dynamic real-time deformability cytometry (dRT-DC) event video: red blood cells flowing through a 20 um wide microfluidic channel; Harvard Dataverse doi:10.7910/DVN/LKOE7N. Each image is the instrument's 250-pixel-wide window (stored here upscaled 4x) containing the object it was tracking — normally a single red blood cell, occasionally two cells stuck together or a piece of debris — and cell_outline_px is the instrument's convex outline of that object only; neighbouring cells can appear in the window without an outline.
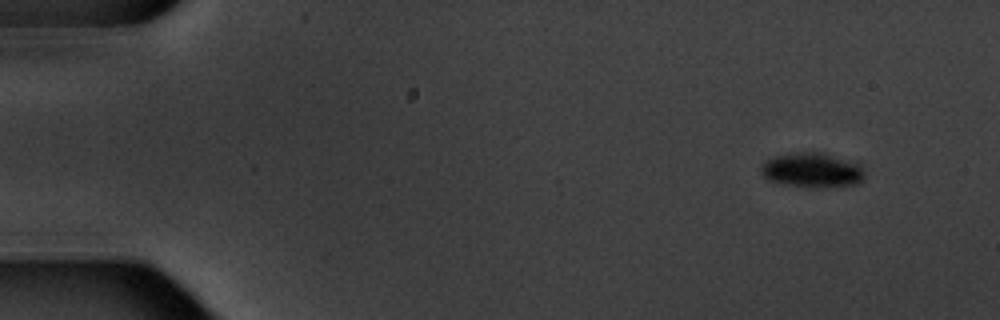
{"species": "common noctule bat (a hibernating species)", "species_latin": "Nyctalus noctula", "temperature_condition": "warm", "stored_images_in_passage": 9, "camera_frame_rate_fps": 3000, "um_per_image_px": 0.085, "animal": {"sex": "male", "body_mass_g": 20.1, "forearm_length_mm": 53.5}, "frame": {"image": 1, "passage_image": 1, "time_ms": 0.0, "image_size_px": [1000, 320], "cell_outline_px": [[864, 176], [856, 184], [788, 184], [768, 180], [760, 172], [760, 164], [764, 160], [772, 156], [792, 152], [824, 152], [856, 164], [864, 172]], "centroid_in_image_um": [68.89, 14.38], "position_along_channel_um": 16.1, "area_um2": 19.83}}
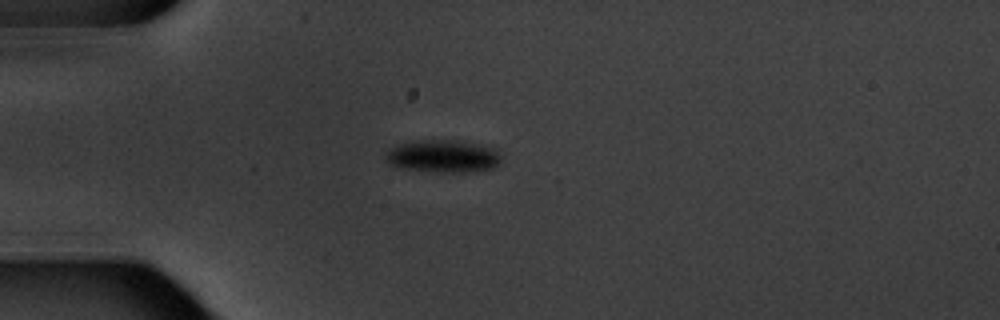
{"frame": {"image": 2, "passage_image": 4, "time_ms": 3.667, "image_size_px": [1000, 320], "cell_outline_px": [[500, 160], [492, 168], [464, 172], [440, 172], [400, 168], [388, 164], [384, 156], [384, 152], [400, 144], [412, 140], [456, 140], [496, 148], [500, 156]], "centroid_in_image_um": [37.6, 13.27], "position_along_channel_um": 47.4, "area_um2": 21.91}}
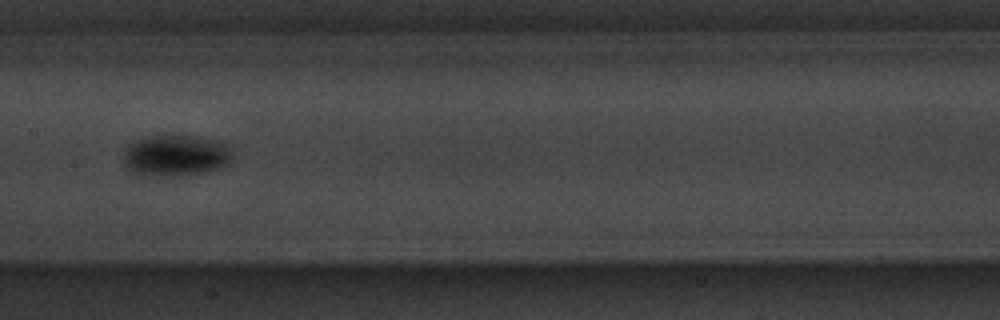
{"frame": {"image": 3, "passage_image": 8, "time_ms": 8.333, "image_size_px": [1000, 320], "cell_outline_px": [[232, 144], [228, 164], [208, 172], [164, 176], [128, 172], [120, 160], [124, 148], [136, 140], [148, 136], [196, 136], [220, 140]], "centroid_in_image_um": [14.9, 13.2], "position_along_channel_um": 192.5, "area_um2": 26.59}}